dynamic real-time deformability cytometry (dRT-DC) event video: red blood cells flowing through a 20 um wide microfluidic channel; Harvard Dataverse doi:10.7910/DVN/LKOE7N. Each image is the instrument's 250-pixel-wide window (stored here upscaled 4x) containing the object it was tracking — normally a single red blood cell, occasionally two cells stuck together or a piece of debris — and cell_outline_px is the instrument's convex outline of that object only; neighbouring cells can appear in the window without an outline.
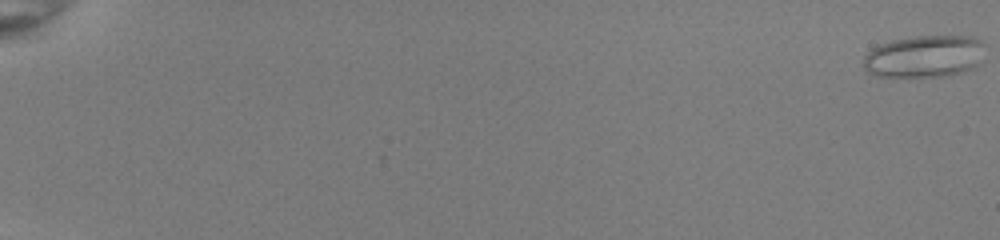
{"species": "common noctule bat (a hibernating species)", "species_latin": "Nyctalus noctula", "temperature_condition": "room temperature", "stored_images_in_passage": 54, "camera_frame_rate_fps": 3000, "um_per_image_px": 0.085, "animal": {"sex": "female", "body_mass_g": 22.0, "forearm_length_mm": 56.7}, "frame": {"image": 1, "passage_image": 1, "time_ms": 0.0, "image_size_px": [1000, 240], "cell_outline_px": [[984, 44], [976, 64], [972, 68], [960, 72], [944, 76], [876, 76], [868, 72], [864, 68], [864, 56], [872, 48], [880, 44], [892, 40], [916, 36], [972, 36], [980, 40]], "centroid_in_image_um": [78.52, 4.78], "position_along_channel_um": 6.5, "area_um2": 29.42}}
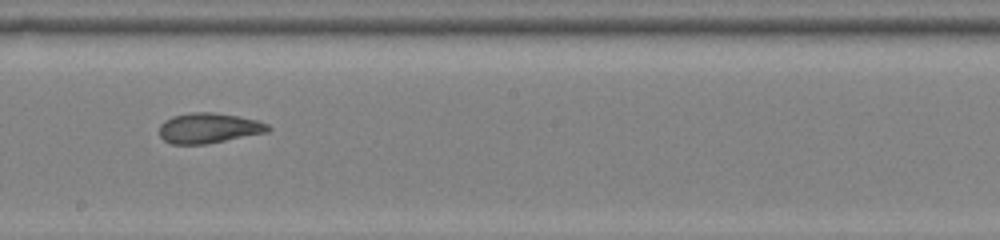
{"frame": {"image": 2, "passage_image": 34, "time_ms": 11.0, "image_size_px": [1000, 240], "cell_outline_px": [[272, 128], [268, 132], [204, 144], [172, 144], [164, 140], [160, 136], [160, 124], [164, 120], [172, 116], [192, 112], [216, 112], [240, 116], [256, 120], [268, 124]], "centroid_in_image_um": [17.74, 10.87], "position_along_channel_um": 230.5, "area_um2": 19.19}}
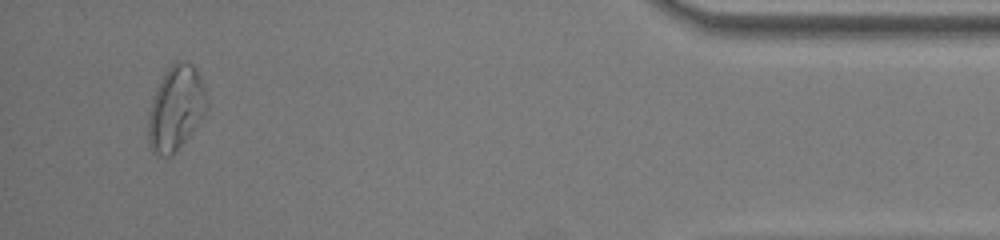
{"frame": {"image": 3, "passage_image": 52, "time_ms": 17.0, "image_size_px": [1000, 240], "cell_outline_px": [[208, 108], [204, 116], [176, 152], [168, 156], [164, 156], [152, 152], [148, 140], [148, 116], [152, 100], [156, 88], [164, 72], [176, 60], [180, 60], [192, 64], [196, 68], [200, 76], [208, 100]], "centroid_in_image_um": [14.96, 9.18], "position_along_channel_um": 420.2, "area_um2": 28.96}, "authors_computed_cell_mechanics": {"area_um2": 22.3975, "velocity_mm_per_s": 4.001, "shape_relaxation_time_tau1_ms": null, "shape_relaxation_time_tau2_ms": 1.3577, "deformation_change_tau1": null, "deformation_change_tau2": 0.0779}}